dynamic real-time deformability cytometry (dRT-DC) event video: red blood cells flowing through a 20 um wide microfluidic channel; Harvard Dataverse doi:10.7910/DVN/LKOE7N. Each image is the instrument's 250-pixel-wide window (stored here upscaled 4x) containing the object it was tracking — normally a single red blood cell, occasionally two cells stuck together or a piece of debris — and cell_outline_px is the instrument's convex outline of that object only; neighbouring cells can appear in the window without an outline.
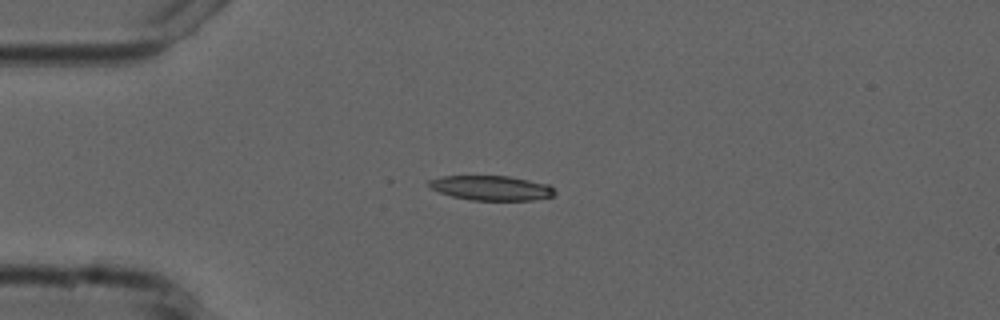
{"species": "common noctule bat (a hibernating species)", "species_latin": "Nyctalus noctula", "temperature_condition": "cold", "stored_images_in_passage": 5, "camera_frame_rate_fps": 3000, "um_per_image_px": 0.085, "animal": {"sex": "male", "forearm_length_mm": 52.5}, "frame": {"image": 1, "passage_image": 3, "time_ms": 2.333, "image_size_px": [1000, 320], "cell_outline_px": [[556, 192], [552, 196], [532, 200], [472, 200], [452, 196], [440, 192], [432, 188], [428, 184], [428, 180], [444, 176], [508, 176], [548, 184]], "centroid_in_image_um": [41.76, 15.97], "position_along_channel_um": 43.2, "area_um2": 17.86}}